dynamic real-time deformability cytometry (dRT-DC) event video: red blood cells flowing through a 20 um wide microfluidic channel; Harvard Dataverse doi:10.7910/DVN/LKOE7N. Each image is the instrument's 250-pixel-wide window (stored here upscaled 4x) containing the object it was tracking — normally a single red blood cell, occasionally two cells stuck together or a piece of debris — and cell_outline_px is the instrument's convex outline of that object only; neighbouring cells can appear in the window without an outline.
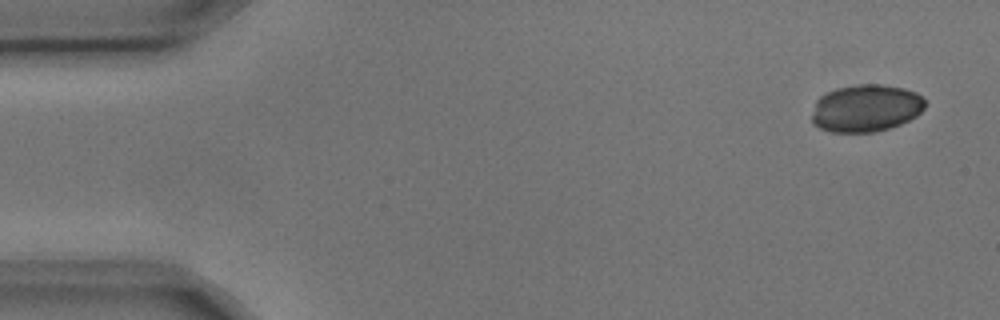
{"species": "common noctule bat (a hibernating species)", "species_latin": "Nyctalus noctula", "temperature_condition": "cold", "stored_images_in_passage": 6, "camera_frame_rate_fps": 3000, "um_per_image_px": 0.085, "animal": {"sex": "male", "body_mass_g": 17.9, "forearm_length_mm": 54.2}, "frame": {"image": 1, "passage_image": 1, "time_ms": 0.0, "image_size_px": [1000, 320], "cell_outline_px": [[924, 108], [916, 116], [900, 124], [876, 132], [832, 132], [820, 128], [812, 124], [812, 116], [816, 100], [820, 96], [836, 88], [856, 84], [880, 84], [904, 88], [916, 92], [924, 96]], "centroid_in_image_um": [73.6, 9.19], "position_along_channel_um": 11.4, "area_um2": 31.33}}
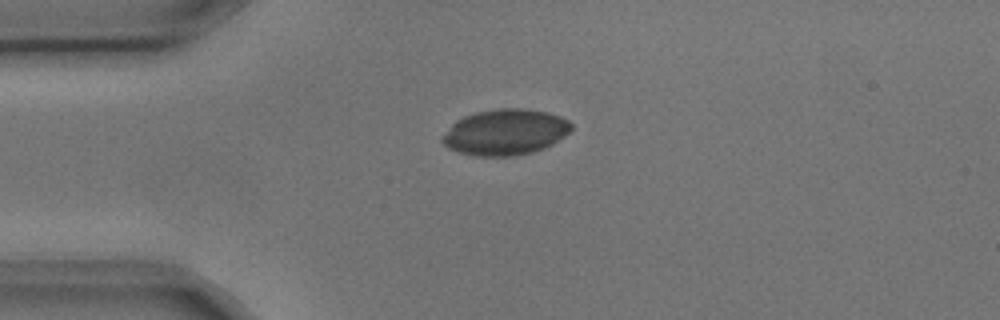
{"frame": {"image": 2, "passage_image": 4, "time_ms": 1.0, "image_size_px": [1000, 320], "cell_outline_px": [[572, 128], [564, 136], [552, 144], [544, 148], [528, 152], [508, 156], [476, 156], [460, 152], [448, 148], [440, 140], [440, 136], [456, 120], [464, 116], [476, 112], [500, 108], [520, 108], [548, 112], [560, 116], [568, 120], [572, 124]], "centroid_in_image_um": [42.92, 11.22], "position_along_channel_um": 42.1, "area_um2": 34.33}}